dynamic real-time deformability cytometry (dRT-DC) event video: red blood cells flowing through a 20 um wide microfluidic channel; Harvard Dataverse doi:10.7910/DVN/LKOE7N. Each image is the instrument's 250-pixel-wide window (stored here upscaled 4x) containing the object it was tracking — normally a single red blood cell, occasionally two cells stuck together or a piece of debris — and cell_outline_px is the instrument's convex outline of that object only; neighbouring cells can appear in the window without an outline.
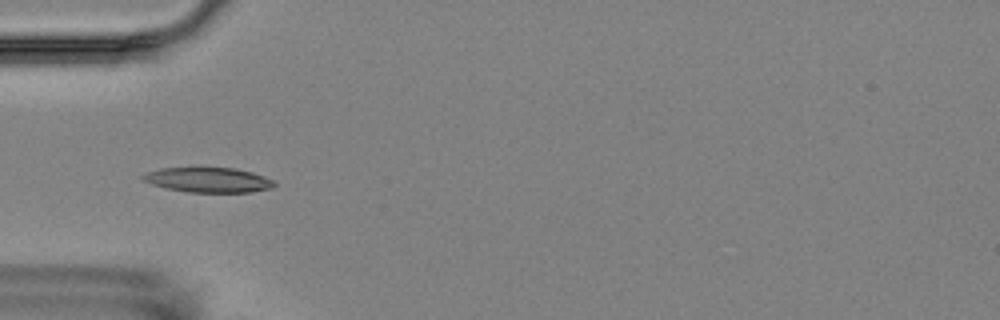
{"species": "Egyptian fruit bat (a non-hibernating species)", "species_latin": "Rousettus aegyptiacus", "temperature_condition": "room temperature", "stored_images_in_passage": 7, "camera_frame_rate_fps": 3000, "um_per_image_px": 0.085, "animal": {"sex": "female"}, "frame": {"image": 1, "passage_image": 5, "time_ms": 5.667, "image_size_px": [1000, 320], "cell_outline_px": [[276, 184], [272, 188], [252, 192], [188, 192], [168, 188], [152, 184], [144, 180], [140, 176], [148, 172], [160, 168], [232, 168], [252, 172], [264, 176], [272, 180]], "centroid_in_image_um": [17.73, 15.29], "position_along_channel_um": 67.3, "area_um2": 18.84}}